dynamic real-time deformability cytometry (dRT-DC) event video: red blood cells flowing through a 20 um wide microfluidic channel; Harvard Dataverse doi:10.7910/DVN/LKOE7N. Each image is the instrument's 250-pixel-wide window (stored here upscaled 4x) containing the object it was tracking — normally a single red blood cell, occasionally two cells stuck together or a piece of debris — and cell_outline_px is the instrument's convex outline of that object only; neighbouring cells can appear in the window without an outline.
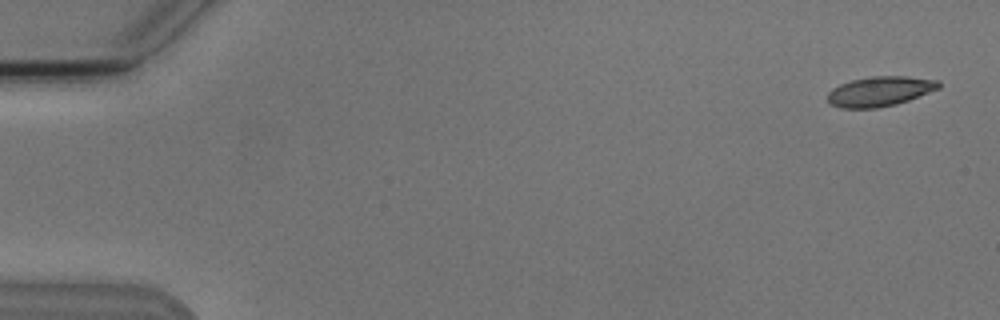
{"species": "Egyptian fruit bat (a non-hibernating species)", "species_latin": "Rousettus aegyptiacus", "temperature_condition": "cold", "stored_images_in_passage": 6, "camera_frame_rate_fps": 3000, "um_per_image_px": 0.085, "animal": {"sex": "male"}, "frame": {"image": 1, "passage_image": 1, "time_ms": 0.0, "image_size_px": [1000, 320], "cell_outline_px": [[940, 88], [908, 100], [896, 104], [876, 108], [840, 108], [828, 104], [828, 92], [832, 88], [840, 84], [852, 80], [872, 76], [904, 76], [940, 80]], "centroid_in_image_um": [74.77, 7.76], "position_along_channel_um": 10.2, "area_um2": 19.36}}